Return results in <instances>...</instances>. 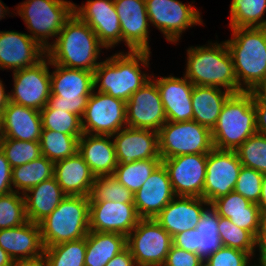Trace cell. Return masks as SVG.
Returning a JSON list of instances; mask_svg holds the SVG:
<instances>
[{
	"mask_svg": "<svg viewBox=\"0 0 266 266\" xmlns=\"http://www.w3.org/2000/svg\"><path fill=\"white\" fill-rule=\"evenodd\" d=\"M58 35L47 49L50 63L94 72L101 63L97 62L100 47H104L94 31L73 13Z\"/></svg>",
	"mask_w": 266,
	"mask_h": 266,
	"instance_id": "obj_1",
	"label": "cell"
},
{
	"mask_svg": "<svg viewBox=\"0 0 266 266\" xmlns=\"http://www.w3.org/2000/svg\"><path fill=\"white\" fill-rule=\"evenodd\" d=\"M150 53L148 51H129L126 54L120 52L102 61L93 72L94 89L98 87V92L127 102L134 92L151 79L140 70L141 65L148 67Z\"/></svg>",
	"mask_w": 266,
	"mask_h": 266,
	"instance_id": "obj_2",
	"label": "cell"
},
{
	"mask_svg": "<svg viewBox=\"0 0 266 266\" xmlns=\"http://www.w3.org/2000/svg\"><path fill=\"white\" fill-rule=\"evenodd\" d=\"M232 31V39L225 42L234 64L238 93L249 92L266 75V27Z\"/></svg>",
	"mask_w": 266,
	"mask_h": 266,
	"instance_id": "obj_3",
	"label": "cell"
},
{
	"mask_svg": "<svg viewBox=\"0 0 266 266\" xmlns=\"http://www.w3.org/2000/svg\"><path fill=\"white\" fill-rule=\"evenodd\" d=\"M187 53L185 77L193 85L223 87L233 94L238 93L234 64L226 42L190 47Z\"/></svg>",
	"mask_w": 266,
	"mask_h": 266,
	"instance_id": "obj_4",
	"label": "cell"
},
{
	"mask_svg": "<svg viewBox=\"0 0 266 266\" xmlns=\"http://www.w3.org/2000/svg\"><path fill=\"white\" fill-rule=\"evenodd\" d=\"M213 147L235 151L246 139L257 133L253 96L242 91L232 94L223 105L211 130Z\"/></svg>",
	"mask_w": 266,
	"mask_h": 266,
	"instance_id": "obj_5",
	"label": "cell"
},
{
	"mask_svg": "<svg viewBox=\"0 0 266 266\" xmlns=\"http://www.w3.org/2000/svg\"><path fill=\"white\" fill-rule=\"evenodd\" d=\"M38 224L44 248L85 238L89 233V196L67 195Z\"/></svg>",
	"mask_w": 266,
	"mask_h": 266,
	"instance_id": "obj_6",
	"label": "cell"
},
{
	"mask_svg": "<svg viewBox=\"0 0 266 266\" xmlns=\"http://www.w3.org/2000/svg\"><path fill=\"white\" fill-rule=\"evenodd\" d=\"M50 65L55 67L50 74L51 96L42 110L62 109L82 119L88 98L94 90L93 72L55 63Z\"/></svg>",
	"mask_w": 266,
	"mask_h": 266,
	"instance_id": "obj_7",
	"label": "cell"
},
{
	"mask_svg": "<svg viewBox=\"0 0 266 266\" xmlns=\"http://www.w3.org/2000/svg\"><path fill=\"white\" fill-rule=\"evenodd\" d=\"M74 5L66 0H27L18 5L17 13L33 34L30 36L47 50L51 46L48 39L58 36L73 15Z\"/></svg>",
	"mask_w": 266,
	"mask_h": 266,
	"instance_id": "obj_8",
	"label": "cell"
},
{
	"mask_svg": "<svg viewBox=\"0 0 266 266\" xmlns=\"http://www.w3.org/2000/svg\"><path fill=\"white\" fill-rule=\"evenodd\" d=\"M158 142L161 159L208 154L214 148L211 130L194 120L167 121L158 131Z\"/></svg>",
	"mask_w": 266,
	"mask_h": 266,
	"instance_id": "obj_9",
	"label": "cell"
},
{
	"mask_svg": "<svg viewBox=\"0 0 266 266\" xmlns=\"http://www.w3.org/2000/svg\"><path fill=\"white\" fill-rule=\"evenodd\" d=\"M172 245V236L154 219H140L127 236L137 266H163Z\"/></svg>",
	"mask_w": 266,
	"mask_h": 266,
	"instance_id": "obj_10",
	"label": "cell"
},
{
	"mask_svg": "<svg viewBox=\"0 0 266 266\" xmlns=\"http://www.w3.org/2000/svg\"><path fill=\"white\" fill-rule=\"evenodd\" d=\"M94 91L95 89L88 98L82 117L83 133L112 136L127 126L126 102L106 93Z\"/></svg>",
	"mask_w": 266,
	"mask_h": 266,
	"instance_id": "obj_11",
	"label": "cell"
},
{
	"mask_svg": "<svg viewBox=\"0 0 266 266\" xmlns=\"http://www.w3.org/2000/svg\"><path fill=\"white\" fill-rule=\"evenodd\" d=\"M48 60V61H47ZM13 72L14 90L10 93V102L41 111L51 96L49 72L50 59Z\"/></svg>",
	"mask_w": 266,
	"mask_h": 266,
	"instance_id": "obj_12",
	"label": "cell"
},
{
	"mask_svg": "<svg viewBox=\"0 0 266 266\" xmlns=\"http://www.w3.org/2000/svg\"><path fill=\"white\" fill-rule=\"evenodd\" d=\"M149 22L170 42H177L186 28L202 24L200 13L177 0H145ZM201 23V24H200Z\"/></svg>",
	"mask_w": 266,
	"mask_h": 266,
	"instance_id": "obj_13",
	"label": "cell"
},
{
	"mask_svg": "<svg viewBox=\"0 0 266 266\" xmlns=\"http://www.w3.org/2000/svg\"><path fill=\"white\" fill-rule=\"evenodd\" d=\"M242 164L236 151L213 148L207 154L203 199L210 204L234 191Z\"/></svg>",
	"mask_w": 266,
	"mask_h": 266,
	"instance_id": "obj_14",
	"label": "cell"
},
{
	"mask_svg": "<svg viewBox=\"0 0 266 266\" xmlns=\"http://www.w3.org/2000/svg\"><path fill=\"white\" fill-rule=\"evenodd\" d=\"M175 195L203 198L207 154H186L162 159Z\"/></svg>",
	"mask_w": 266,
	"mask_h": 266,
	"instance_id": "obj_15",
	"label": "cell"
},
{
	"mask_svg": "<svg viewBox=\"0 0 266 266\" xmlns=\"http://www.w3.org/2000/svg\"><path fill=\"white\" fill-rule=\"evenodd\" d=\"M128 127L159 131L167 122L161 95L151 79L134 92L126 102Z\"/></svg>",
	"mask_w": 266,
	"mask_h": 266,
	"instance_id": "obj_16",
	"label": "cell"
},
{
	"mask_svg": "<svg viewBox=\"0 0 266 266\" xmlns=\"http://www.w3.org/2000/svg\"><path fill=\"white\" fill-rule=\"evenodd\" d=\"M141 218L134 203L89 201V230L125 235L136 227Z\"/></svg>",
	"mask_w": 266,
	"mask_h": 266,
	"instance_id": "obj_17",
	"label": "cell"
},
{
	"mask_svg": "<svg viewBox=\"0 0 266 266\" xmlns=\"http://www.w3.org/2000/svg\"><path fill=\"white\" fill-rule=\"evenodd\" d=\"M204 209L196 228L183 231L172 237L177 248L197 253L205 261L223 245L218 231L219 216L210 204Z\"/></svg>",
	"mask_w": 266,
	"mask_h": 266,
	"instance_id": "obj_18",
	"label": "cell"
},
{
	"mask_svg": "<svg viewBox=\"0 0 266 266\" xmlns=\"http://www.w3.org/2000/svg\"><path fill=\"white\" fill-rule=\"evenodd\" d=\"M78 7L74 5V13L94 31L104 48L121 42V26L114 0H88Z\"/></svg>",
	"mask_w": 266,
	"mask_h": 266,
	"instance_id": "obj_19",
	"label": "cell"
},
{
	"mask_svg": "<svg viewBox=\"0 0 266 266\" xmlns=\"http://www.w3.org/2000/svg\"><path fill=\"white\" fill-rule=\"evenodd\" d=\"M45 53L47 50L26 33L0 31L1 69L17 71L32 67L47 58Z\"/></svg>",
	"mask_w": 266,
	"mask_h": 266,
	"instance_id": "obj_20",
	"label": "cell"
},
{
	"mask_svg": "<svg viewBox=\"0 0 266 266\" xmlns=\"http://www.w3.org/2000/svg\"><path fill=\"white\" fill-rule=\"evenodd\" d=\"M121 26V41L129 51H148L149 19L145 0H114Z\"/></svg>",
	"mask_w": 266,
	"mask_h": 266,
	"instance_id": "obj_21",
	"label": "cell"
},
{
	"mask_svg": "<svg viewBox=\"0 0 266 266\" xmlns=\"http://www.w3.org/2000/svg\"><path fill=\"white\" fill-rule=\"evenodd\" d=\"M175 197L167 170L161 163L134 193L133 203L141 219H154Z\"/></svg>",
	"mask_w": 266,
	"mask_h": 266,
	"instance_id": "obj_22",
	"label": "cell"
},
{
	"mask_svg": "<svg viewBox=\"0 0 266 266\" xmlns=\"http://www.w3.org/2000/svg\"><path fill=\"white\" fill-rule=\"evenodd\" d=\"M112 137L118 163L160 158L157 131L126 126Z\"/></svg>",
	"mask_w": 266,
	"mask_h": 266,
	"instance_id": "obj_23",
	"label": "cell"
},
{
	"mask_svg": "<svg viewBox=\"0 0 266 266\" xmlns=\"http://www.w3.org/2000/svg\"><path fill=\"white\" fill-rule=\"evenodd\" d=\"M167 121L184 122L193 120L191 94L194 85L186 78L174 76L155 79Z\"/></svg>",
	"mask_w": 266,
	"mask_h": 266,
	"instance_id": "obj_24",
	"label": "cell"
},
{
	"mask_svg": "<svg viewBox=\"0 0 266 266\" xmlns=\"http://www.w3.org/2000/svg\"><path fill=\"white\" fill-rule=\"evenodd\" d=\"M203 204L210 205L203 198L176 196L154 220L173 237L183 231L196 228L205 209Z\"/></svg>",
	"mask_w": 266,
	"mask_h": 266,
	"instance_id": "obj_25",
	"label": "cell"
},
{
	"mask_svg": "<svg viewBox=\"0 0 266 266\" xmlns=\"http://www.w3.org/2000/svg\"><path fill=\"white\" fill-rule=\"evenodd\" d=\"M111 135L83 133L78 141V153L95 177L113 175L117 167L114 141Z\"/></svg>",
	"mask_w": 266,
	"mask_h": 266,
	"instance_id": "obj_26",
	"label": "cell"
},
{
	"mask_svg": "<svg viewBox=\"0 0 266 266\" xmlns=\"http://www.w3.org/2000/svg\"><path fill=\"white\" fill-rule=\"evenodd\" d=\"M0 247L13 260L43 255L44 246L39 224L28 221L17 227L0 229Z\"/></svg>",
	"mask_w": 266,
	"mask_h": 266,
	"instance_id": "obj_27",
	"label": "cell"
},
{
	"mask_svg": "<svg viewBox=\"0 0 266 266\" xmlns=\"http://www.w3.org/2000/svg\"><path fill=\"white\" fill-rule=\"evenodd\" d=\"M211 205L216 209L218 216L229 219L236 226L257 236L264 216L256 203L231 191L228 195L214 200Z\"/></svg>",
	"mask_w": 266,
	"mask_h": 266,
	"instance_id": "obj_28",
	"label": "cell"
},
{
	"mask_svg": "<svg viewBox=\"0 0 266 266\" xmlns=\"http://www.w3.org/2000/svg\"><path fill=\"white\" fill-rule=\"evenodd\" d=\"M54 177L69 196H90L95 175L77 152L54 163Z\"/></svg>",
	"mask_w": 266,
	"mask_h": 266,
	"instance_id": "obj_29",
	"label": "cell"
},
{
	"mask_svg": "<svg viewBox=\"0 0 266 266\" xmlns=\"http://www.w3.org/2000/svg\"><path fill=\"white\" fill-rule=\"evenodd\" d=\"M2 115L4 138L40 141L43 129L40 111L9 102Z\"/></svg>",
	"mask_w": 266,
	"mask_h": 266,
	"instance_id": "obj_30",
	"label": "cell"
},
{
	"mask_svg": "<svg viewBox=\"0 0 266 266\" xmlns=\"http://www.w3.org/2000/svg\"><path fill=\"white\" fill-rule=\"evenodd\" d=\"M66 196L54 176L32 187L24 194L28 221L39 223L50 215Z\"/></svg>",
	"mask_w": 266,
	"mask_h": 266,
	"instance_id": "obj_31",
	"label": "cell"
},
{
	"mask_svg": "<svg viewBox=\"0 0 266 266\" xmlns=\"http://www.w3.org/2000/svg\"><path fill=\"white\" fill-rule=\"evenodd\" d=\"M232 94L215 86L194 85L191 94L193 120L212 130L216 125L223 105Z\"/></svg>",
	"mask_w": 266,
	"mask_h": 266,
	"instance_id": "obj_32",
	"label": "cell"
},
{
	"mask_svg": "<svg viewBox=\"0 0 266 266\" xmlns=\"http://www.w3.org/2000/svg\"><path fill=\"white\" fill-rule=\"evenodd\" d=\"M85 238V266H105L127 247V237L119 233L89 230Z\"/></svg>",
	"mask_w": 266,
	"mask_h": 266,
	"instance_id": "obj_33",
	"label": "cell"
},
{
	"mask_svg": "<svg viewBox=\"0 0 266 266\" xmlns=\"http://www.w3.org/2000/svg\"><path fill=\"white\" fill-rule=\"evenodd\" d=\"M53 176L54 162L42 155L29 163L12 168V184L18 188L14 191L19 193L22 190L24 195L32 187Z\"/></svg>",
	"mask_w": 266,
	"mask_h": 266,
	"instance_id": "obj_34",
	"label": "cell"
},
{
	"mask_svg": "<svg viewBox=\"0 0 266 266\" xmlns=\"http://www.w3.org/2000/svg\"><path fill=\"white\" fill-rule=\"evenodd\" d=\"M266 11V0H232L230 6L231 28H263L262 19Z\"/></svg>",
	"mask_w": 266,
	"mask_h": 266,
	"instance_id": "obj_35",
	"label": "cell"
},
{
	"mask_svg": "<svg viewBox=\"0 0 266 266\" xmlns=\"http://www.w3.org/2000/svg\"><path fill=\"white\" fill-rule=\"evenodd\" d=\"M161 163V158L138 160L130 164L118 163L113 176L134 194Z\"/></svg>",
	"mask_w": 266,
	"mask_h": 266,
	"instance_id": "obj_36",
	"label": "cell"
},
{
	"mask_svg": "<svg viewBox=\"0 0 266 266\" xmlns=\"http://www.w3.org/2000/svg\"><path fill=\"white\" fill-rule=\"evenodd\" d=\"M80 137L52 130H42L39 141L41 154L54 163L71 157L78 152Z\"/></svg>",
	"mask_w": 266,
	"mask_h": 266,
	"instance_id": "obj_37",
	"label": "cell"
},
{
	"mask_svg": "<svg viewBox=\"0 0 266 266\" xmlns=\"http://www.w3.org/2000/svg\"><path fill=\"white\" fill-rule=\"evenodd\" d=\"M86 238L44 248L46 266H85Z\"/></svg>",
	"mask_w": 266,
	"mask_h": 266,
	"instance_id": "obj_38",
	"label": "cell"
},
{
	"mask_svg": "<svg viewBox=\"0 0 266 266\" xmlns=\"http://www.w3.org/2000/svg\"><path fill=\"white\" fill-rule=\"evenodd\" d=\"M134 194L125 188L113 175L98 176L92 185L89 201H113L133 203Z\"/></svg>",
	"mask_w": 266,
	"mask_h": 266,
	"instance_id": "obj_39",
	"label": "cell"
},
{
	"mask_svg": "<svg viewBox=\"0 0 266 266\" xmlns=\"http://www.w3.org/2000/svg\"><path fill=\"white\" fill-rule=\"evenodd\" d=\"M235 151L243 166L266 174V135L250 136Z\"/></svg>",
	"mask_w": 266,
	"mask_h": 266,
	"instance_id": "obj_40",
	"label": "cell"
},
{
	"mask_svg": "<svg viewBox=\"0 0 266 266\" xmlns=\"http://www.w3.org/2000/svg\"><path fill=\"white\" fill-rule=\"evenodd\" d=\"M42 130L62 132L72 136H82V119L71 112L58 110H41Z\"/></svg>",
	"mask_w": 266,
	"mask_h": 266,
	"instance_id": "obj_41",
	"label": "cell"
},
{
	"mask_svg": "<svg viewBox=\"0 0 266 266\" xmlns=\"http://www.w3.org/2000/svg\"><path fill=\"white\" fill-rule=\"evenodd\" d=\"M0 149L12 168L29 163L42 156L39 141H22L3 138Z\"/></svg>",
	"mask_w": 266,
	"mask_h": 266,
	"instance_id": "obj_42",
	"label": "cell"
},
{
	"mask_svg": "<svg viewBox=\"0 0 266 266\" xmlns=\"http://www.w3.org/2000/svg\"><path fill=\"white\" fill-rule=\"evenodd\" d=\"M218 231L223 246L238 249L254 255L255 236L233 224L229 219L219 216Z\"/></svg>",
	"mask_w": 266,
	"mask_h": 266,
	"instance_id": "obj_43",
	"label": "cell"
},
{
	"mask_svg": "<svg viewBox=\"0 0 266 266\" xmlns=\"http://www.w3.org/2000/svg\"><path fill=\"white\" fill-rule=\"evenodd\" d=\"M16 191L0 195V229L13 228L28 222L24 195Z\"/></svg>",
	"mask_w": 266,
	"mask_h": 266,
	"instance_id": "obj_44",
	"label": "cell"
},
{
	"mask_svg": "<svg viewBox=\"0 0 266 266\" xmlns=\"http://www.w3.org/2000/svg\"><path fill=\"white\" fill-rule=\"evenodd\" d=\"M263 174L242 165L234 191L252 203L258 204L261 195Z\"/></svg>",
	"mask_w": 266,
	"mask_h": 266,
	"instance_id": "obj_45",
	"label": "cell"
},
{
	"mask_svg": "<svg viewBox=\"0 0 266 266\" xmlns=\"http://www.w3.org/2000/svg\"><path fill=\"white\" fill-rule=\"evenodd\" d=\"M249 253L222 246L204 261V266H249Z\"/></svg>",
	"mask_w": 266,
	"mask_h": 266,
	"instance_id": "obj_46",
	"label": "cell"
},
{
	"mask_svg": "<svg viewBox=\"0 0 266 266\" xmlns=\"http://www.w3.org/2000/svg\"><path fill=\"white\" fill-rule=\"evenodd\" d=\"M163 266H204V261L197 253L172 245Z\"/></svg>",
	"mask_w": 266,
	"mask_h": 266,
	"instance_id": "obj_47",
	"label": "cell"
},
{
	"mask_svg": "<svg viewBox=\"0 0 266 266\" xmlns=\"http://www.w3.org/2000/svg\"><path fill=\"white\" fill-rule=\"evenodd\" d=\"M12 167L0 149V195L8 194L12 188Z\"/></svg>",
	"mask_w": 266,
	"mask_h": 266,
	"instance_id": "obj_48",
	"label": "cell"
},
{
	"mask_svg": "<svg viewBox=\"0 0 266 266\" xmlns=\"http://www.w3.org/2000/svg\"><path fill=\"white\" fill-rule=\"evenodd\" d=\"M255 109L256 131L261 135H266V103L258 102L253 98Z\"/></svg>",
	"mask_w": 266,
	"mask_h": 266,
	"instance_id": "obj_49",
	"label": "cell"
},
{
	"mask_svg": "<svg viewBox=\"0 0 266 266\" xmlns=\"http://www.w3.org/2000/svg\"><path fill=\"white\" fill-rule=\"evenodd\" d=\"M105 266H137L131 254V251L126 247L119 254L115 255Z\"/></svg>",
	"mask_w": 266,
	"mask_h": 266,
	"instance_id": "obj_50",
	"label": "cell"
},
{
	"mask_svg": "<svg viewBox=\"0 0 266 266\" xmlns=\"http://www.w3.org/2000/svg\"><path fill=\"white\" fill-rule=\"evenodd\" d=\"M255 245L259 247V259H266V217L262 219L257 236L255 237Z\"/></svg>",
	"mask_w": 266,
	"mask_h": 266,
	"instance_id": "obj_51",
	"label": "cell"
},
{
	"mask_svg": "<svg viewBox=\"0 0 266 266\" xmlns=\"http://www.w3.org/2000/svg\"><path fill=\"white\" fill-rule=\"evenodd\" d=\"M249 92L256 101L266 103V75Z\"/></svg>",
	"mask_w": 266,
	"mask_h": 266,
	"instance_id": "obj_52",
	"label": "cell"
},
{
	"mask_svg": "<svg viewBox=\"0 0 266 266\" xmlns=\"http://www.w3.org/2000/svg\"><path fill=\"white\" fill-rule=\"evenodd\" d=\"M11 266H46L44 254L39 257L14 259Z\"/></svg>",
	"mask_w": 266,
	"mask_h": 266,
	"instance_id": "obj_53",
	"label": "cell"
},
{
	"mask_svg": "<svg viewBox=\"0 0 266 266\" xmlns=\"http://www.w3.org/2000/svg\"><path fill=\"white\" fill-rule=\"evenodd\" d=\"M257 205L259 206L262 215L266 217V174H263L261 195Z\"/></svg>",
	"mask_w": 266,
	"mask_h": 266,
	"instance_id": "obj_54",
	"label": "cell"
},
{
	"mask_svg": "<svg viewBox=\"0 0 266 266\" xmlns=\"http://www.w3.org/2000/svg\"><path fill=\"white\" fill-rule=\"evenodd\" d=\"M9 102H10V94H7L5 92L4 85L0 80V113H3L4 109L6 108Z\"/></svg>",
	"mask_w": 266,
	"mask_h": 266,
	"instance_id": "obj_55",
	"label": "cell"
},
{
	"mask_svg": "<svg viewBox=\"0 0 266 266\" xmlns=\"http://www.w3.org/2000/svg\"><path fill=\"white\" fill-rule=\"evenodd\" d=\"M12 258L0 247V266H11Z\"/></svg>",
	"mask_w": 266,
	"mask_h": 266,
	"instance_id": "obj_56",
	"label": "cell"
},
{
	"mask_svg": "<svg viewBox=\"0 0 266 266\" xmlns=\"http://www.w3.org/2000/svg\"><path fill=\"white\" fill-rule=\"evenodd\" d=\"M9 10V8L5 7L2 3V1L0 0V19L3 17L4 18V15L7 13V11ZM5 12V13H4Z\"/></svg>",
	"mask_w": 266,
	"mask_h": 266,
	"instance_id": "obj_57",
	"label": "cell"
},
{
	"mask_svg": "<svg viewBox=\"0 0 266 266\" xmlns=\"http://www.w3.org/2000/svg\"><path fill=\"white\" fill-rule=\"evenodd\" d=\"M4 138V132H3V115L0 113V143Z\"/></svg>",
	"mask_w": 266,
	"mask_h": 266,
	"instance_id": "obj_58",
	"label": "cell"
},
{
	"mask_svg": "<svg viewBox=\"0 0 266 266\" xmlns=\"http://www.w3.org/2000/svg\"><path fill=\"white\" fill-rule=\"evenodd\" d=\"M259 266H266V259H259Z\"/></svg>",
	"mask_w": 266,
	"mask_h": 266,
	"instance_id": "obj_59",
	"label": "cell"
}]
</instances>
